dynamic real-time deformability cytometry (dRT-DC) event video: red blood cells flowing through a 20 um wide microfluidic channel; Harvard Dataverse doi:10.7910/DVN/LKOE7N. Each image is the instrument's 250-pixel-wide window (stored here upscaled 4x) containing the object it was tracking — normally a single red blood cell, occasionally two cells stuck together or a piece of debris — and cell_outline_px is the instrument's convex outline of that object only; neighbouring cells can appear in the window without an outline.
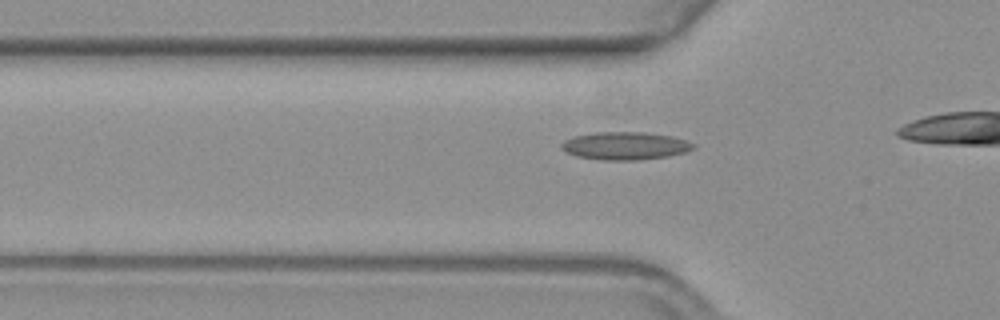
{"species": "common noctule bat (a hibernating species)", "species_latin": "Nyctalus noctula", "temperature_condition": "warm", "stored_images_in_passage": 33, "camera_frame_rate_fps": 3000, "um_per_image_px": 0.085, "animal": {"sex": "female", "body_mass_g": 19.3, "forearm_length_mm": 54.1}, "frame": {"image": 1, "passage_image": 7, "time_ms": 2.0, "image_size_px": [1000, 320], "cell_outline_px": [[696, 144], [692, 148], [684, 152], [668, 156], [636, 160], [604, 160], [576, 156], [564, 152], [560, 148], [560, 144], [564, 140], [572, 136], [592, 132], [644, 132], [672, 136]], "centroid_in_image_um": [53.05, 12.39], "position_along_channel_um": 72.7, "area_um2": 21.44}}
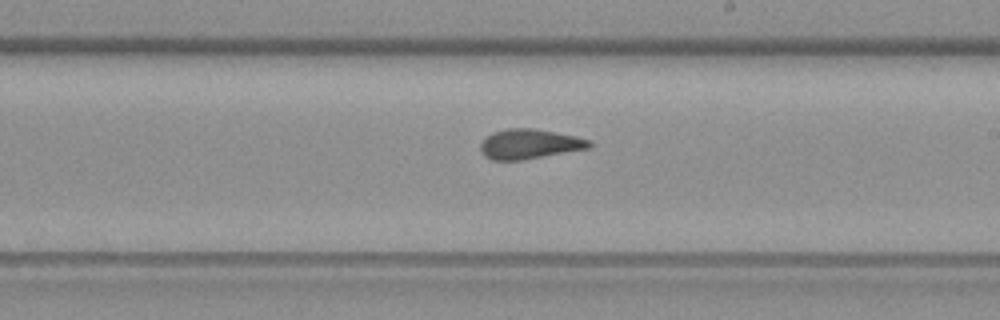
{"frame": {"image": 2, "passage_image": 21, "time_ms": 6.667, "image_size_px": [1000, 320], "cell_outline_px": [[592, 144], [588, 148], [520, 160], [492, 160], [484, 156], [480, 148], [480, 144], [492, 132], [508, 128], [532, 128], [576, 136], [592, 140]], "centroid_in_image_um": [44.99, 12.23], "position_along_channel_um": 244.0, "area_um2": 18.67}}
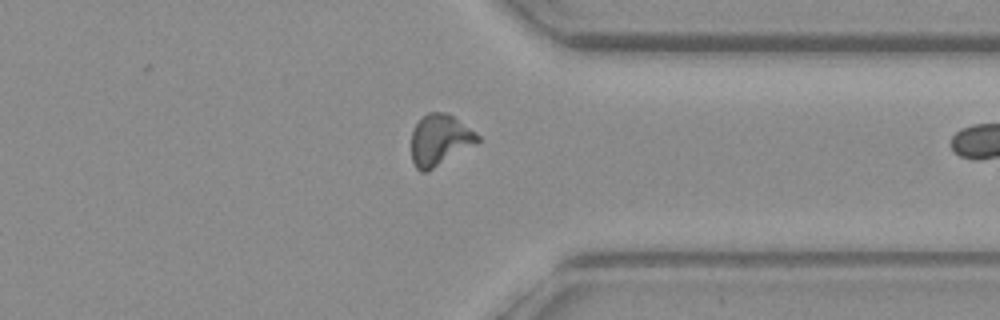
{"frame": {"image": 3, "passage_image": 32, "time_ms": 10.333, "image_size_px": [1000, 320], "cell_outline_px": [[480, 140], [476, 144], [428, 172], [420, 172], [416, 168], [412, 160], [412, 132], [416, 124], [428, 112], [444, 112], [452, 116], [476, 132], [480, 136]], "centroid_in_image_um": [37.38, 11.92], "position_along_channel_um": 374.0, "area_um2": 19.65}}